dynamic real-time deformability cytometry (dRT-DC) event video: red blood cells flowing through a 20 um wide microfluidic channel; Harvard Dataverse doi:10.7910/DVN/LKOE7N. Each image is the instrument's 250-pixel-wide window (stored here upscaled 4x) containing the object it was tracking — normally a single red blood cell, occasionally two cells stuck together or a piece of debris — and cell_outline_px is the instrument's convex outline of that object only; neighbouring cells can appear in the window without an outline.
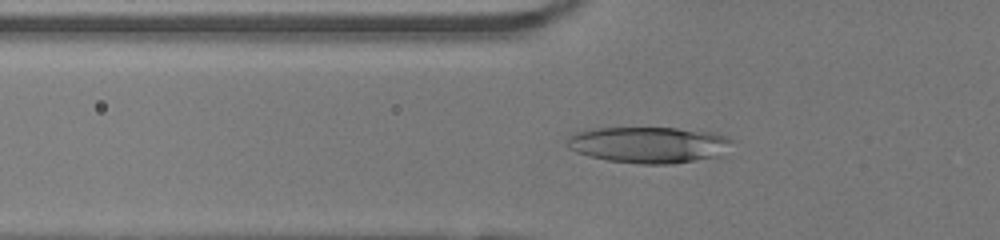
{"species": "human", "species_latin": "Homo sapiens", "temperature_condition": "room temperature", "stored_images_in_passage": 43, "camera_frame_rate_fps": 3000, "um_per_image_px": 0.085, "donor": {"sex": "female"}, "frame": {"image": 1, "passage_image": 11, "time_ms": 3.333, "image_size_px": [1000, 240], "cell_outline_px": [[736, 140], [720, 156], [672, 164], [640, 164], [608, 160], [588, 156], [576, 152], [568, 148], [568, 136], [576, 132], [592, 128], [676, 128], [712, 132], [728, 136]], "centroid_in_image_um": [55.18, 12.3], "position_along_channel_um": 70.6, "area_um2": 35.08}}
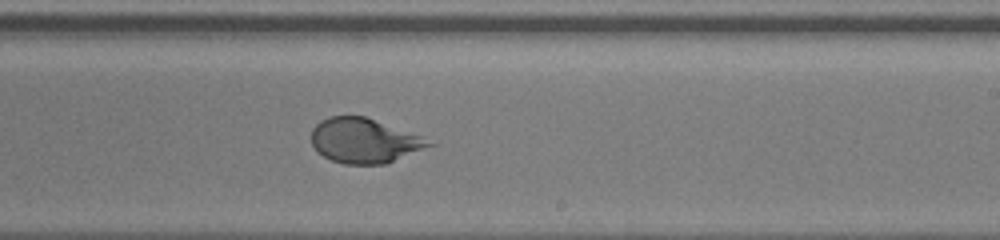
{"frame": {"image": 2, "passage_image": 25, "time_ms": 8.0, "image_size_px": [1000, 240], "cell_outline_px": [[436, 144], [384, 164], [344, 164], [332, 160], [316, 152], [312, 144], [312, 128], [320, 120], [328, 116], [364, 116], [420, 136]], "centroid_in_image_um": [30.91, 11.96], "position_along_channel_um": 258.1, "area_um2": 30.29}}
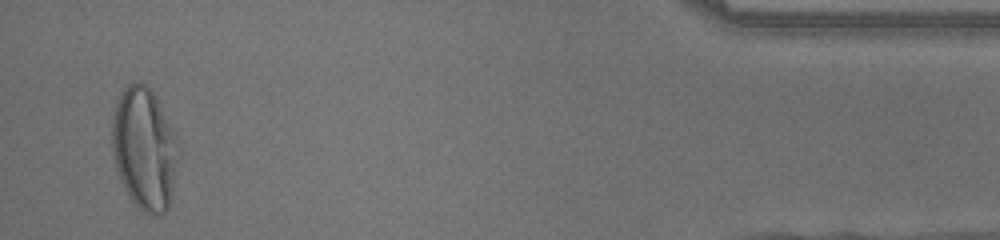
{"frame": {"image": 3, "passage_image": 42, "time_ms": 13.667, "image_size_px": [1000, 240], "cell_outline_px": [[180, 156], [172, 196], [168, 208], [160, 216], [152, 216], [144, 212], [128, 196], [120, 180], [112, 156], [112, 112], [124, 88], [128, 84], [140, 80], [152, 92], [176, 136]], "centroid_in_image_um": [12.27, 12.69], "position_along_channel_um": 422.9, "area_um2": 47.57}, "authors_computed_cell_mechanics": {"area_um2": 34.7378, "velocity_mm_per_s": 4.0417, "shape_relaxation_time_tau1_ms": 3.1912, "shape_relaxation_time_tau2_ms": null, "deformation_change_tau1": 0.223, "deformation_change_tau2": null}}